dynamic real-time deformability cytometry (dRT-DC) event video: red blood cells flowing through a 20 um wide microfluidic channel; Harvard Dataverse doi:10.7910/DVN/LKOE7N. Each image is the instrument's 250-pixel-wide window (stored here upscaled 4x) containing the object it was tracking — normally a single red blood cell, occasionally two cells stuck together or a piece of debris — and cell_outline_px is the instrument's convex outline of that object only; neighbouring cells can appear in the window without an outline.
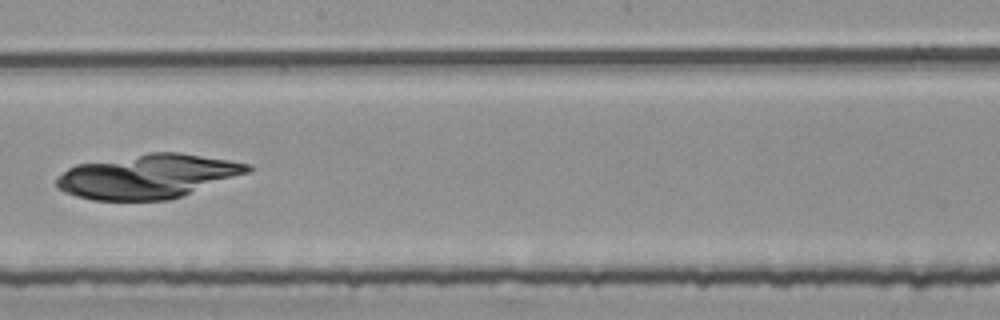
{"species": "common noctule bat (a hibernating species)", "species_latin": "Nyctalus noctula", "temperature_condition": "room temperature", "stored_images_in_passage": 7, "camera_frame_rate_fps": 3000, "um_per_image_px": 0.085, "animal": {"sex": "female", "body_mass_g": 25.1}, "frame": {"image": 1, "passage_image": 7, "time_ms": 2.0, "image_size_px": [1000, 320], "cell_outline_px": [[252, 168], [248, 172], [180, 196], [168, 200], [92, 200], [76, 196], [64, 192], [56, 188], [56, 176], [68, 168], [76, 164], [148, 152], [176, 152], [228, 160], [252, 164]], "centroid_in_image_um": [12.48, 14.98], "position_along_channel_um": 235.7, "area_um2": 48.84}}